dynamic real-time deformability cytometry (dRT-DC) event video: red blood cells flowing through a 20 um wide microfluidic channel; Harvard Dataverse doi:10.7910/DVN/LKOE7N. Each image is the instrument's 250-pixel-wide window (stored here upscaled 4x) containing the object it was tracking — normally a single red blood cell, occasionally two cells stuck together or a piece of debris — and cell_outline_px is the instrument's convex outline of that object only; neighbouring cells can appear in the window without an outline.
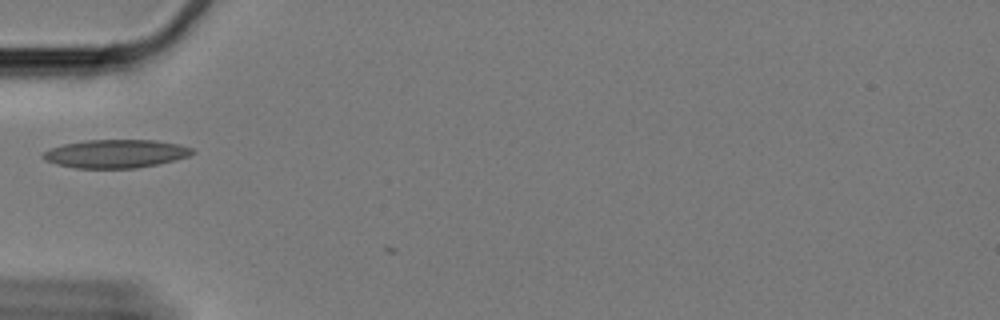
{"species": "Egyptian fruit bat (a non-hibernating species)", "species_latin": "Rousettus aegyptiacus", "temperature_condition": "cold", "stored_images_in_passage": 3, "camera_frame_rate_fps": 3000, "um_per_image_px": 0.085, "animal": {"sex": "female"}, "frame": {"image": 1, "passage_image": 1, "time_ms": 0.0, "image_size_px": [1000, 320], "cell_outline_px": [[196, 152], [188, 156], [156, 164], [136, 168], [76, 168], [56, 164], [44, 160], [40, 156], [44, 152], [52, 148], [64, 144], [84, 140], [156, 140], [180, 144], [192, 148]], "centroid_in_image_um": [9.82, 13.06], "position_along_channel_um": 75.2, "area_um2": 24.57}}